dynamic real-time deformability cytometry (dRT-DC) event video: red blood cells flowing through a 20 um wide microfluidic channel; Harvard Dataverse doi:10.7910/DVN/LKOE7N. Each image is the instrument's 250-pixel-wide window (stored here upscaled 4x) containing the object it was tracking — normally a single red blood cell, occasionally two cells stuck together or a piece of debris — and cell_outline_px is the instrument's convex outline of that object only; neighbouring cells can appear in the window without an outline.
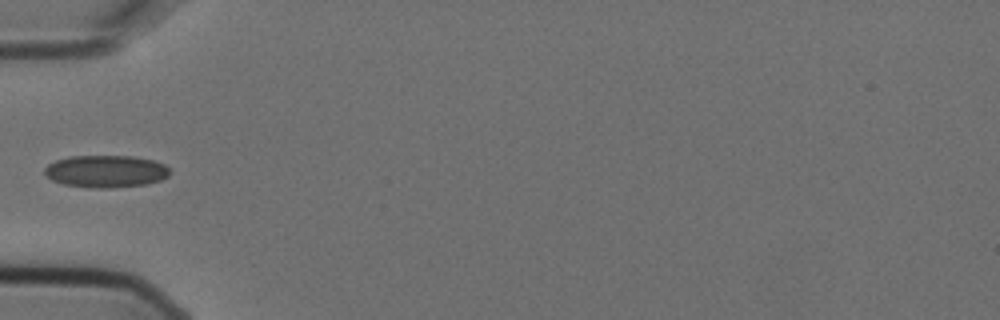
{"species": "Egyptian fruit bat (a non-hibernating species)", "species_latin": "Rousettus aegyptiacus", "temperature_condition": "cold", "stored_images_in_passage": 6, "camera_frame_rate_fps": 3000, "um_per_image_px": 0.085, "animal": {"sex": "female"}, "frame": {"image": 1, "passage_image": 5, "time_ms": 1.333, "image_size_px": [1000, 320], "cell_outline_px": [[168, 176], [160, 180], [148, 184], [108, 188], [92, 188], [64, 184], [52, 180], [44, 172], [44, 168], [48, 164], [56, 160], [68, 156], [132, 156], [152, 160], [164, 164], [168, 168]], "centroid_in_image_um": [8.98, 14.56], "position_along_channel_um": 76.0, "area_um2": 23.47}}
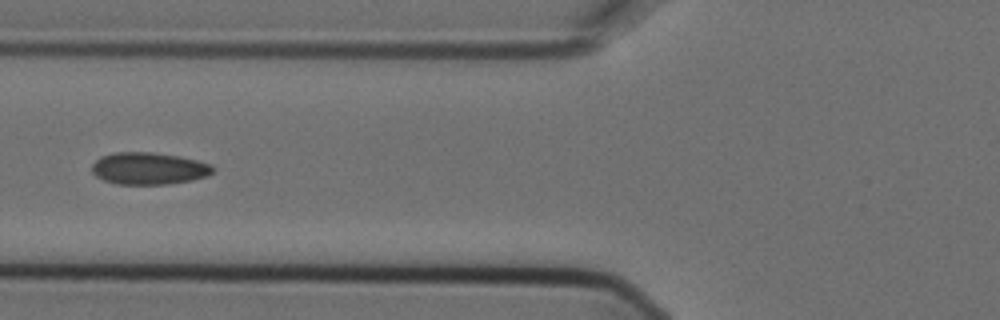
{"frame": {"image": 2, "passage_image": 6, "time_ms": 1.667, "image_size_px": [1000, 320], "cell_outline_px": [[216, 168], [208, 176], [192, 180], [168, 184], [116, 184], [104, 180], [96, 176], [92, 172], [92, 164], [100, 156], [116, 152], [152, 152], [180, 156], [212, 164]], "centroid_in_image_um": [12.66, 14.31], "position_along_channel_um": 113.1, "area_um2": 22.77}}